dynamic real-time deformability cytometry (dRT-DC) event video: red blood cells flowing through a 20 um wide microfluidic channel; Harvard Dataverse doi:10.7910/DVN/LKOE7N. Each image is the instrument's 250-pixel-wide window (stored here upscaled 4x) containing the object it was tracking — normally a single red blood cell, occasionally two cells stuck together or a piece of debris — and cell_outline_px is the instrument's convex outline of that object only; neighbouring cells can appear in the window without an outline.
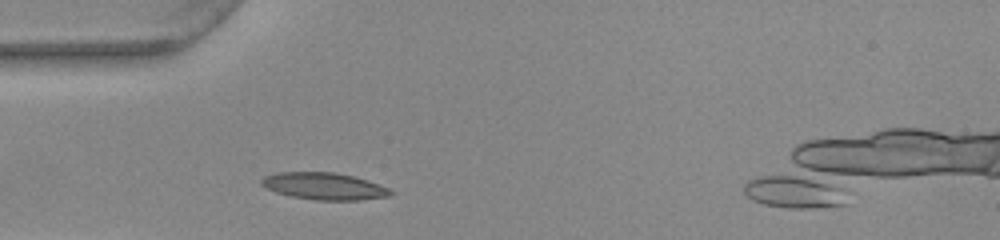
{"species": "common noctule bat (a hibernating species)", "species_latin": "Nyctalus noctula", "temperature_condition": "warm", "stored_images_in_passage": 30, "camera_frame_rate_fps": 3000, "um_per_image_px": 0.085, "animal": {"sex": "female", "body_mass_g": 22.0, "forearm_length_mm": 56.7}, "frame": {"image": 1, "passage_image": 5, "time_ms": 1.333, "image_size_px": [1000, 240], "cell_outline_px": [[392, 192], [388, 196], [360, 200], [316, 200], [292, 196], [276, 192], [264, 188], [260, 184], [260, 180], [264, 176], [280, 172], [332, 172], [352, 176], [368, 180], [388, 188]], "centroid_in_image_um": [27.5, 15.82], "position_along_channel_um": 57.5, "area_um2": 20.17}}
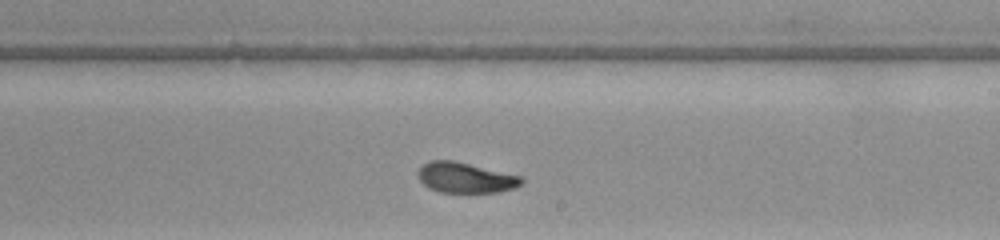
{"frame": {"image": 2, "passage_image": 20, "time_ms": 6.333, "image_size_px": [1000, 240], "cell_outline_px": [[524, 180], [516, 188], [500, 192], [440, 192], [428, 188], [420, 180], [420, 168], [424, 164], [432, 160], [452, 160], [520, 176]], "centroid_in_image_um": [39.58, 15.11], "position_along_channel_um": 249.4, "area_um2": 17.98}}
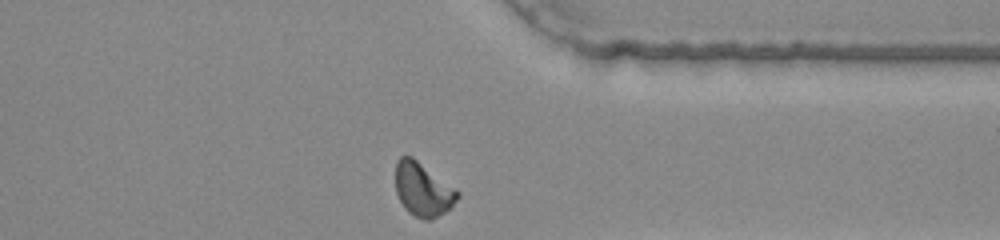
{"frame": {"image": 3, "passage_image": 30, "time_ms": 9.667, "image_size_px": [1000, 240], "cell_outline_px": [[460, 196], [444, 212], [428, 220], [424, 220], [408, 212], [404, 208], [396, 192], [396, 164], [400, 156], [412, 156], [456, 188], [460, 192]], "centroid_in_image_um": [35.94, 16.09], "position_along_channel_um": 375.5, "area_um2": 19.19}, "authors_computed_cell_mechanics": {"area_um2": 18.8428, "velocity_mm_per_s": 3.9146, "shape_relaxation_time_tau1_ms": null, "shape_relaxation_time_tau2_ms": 1.8107, "deformation_change_tau1": null, "deformation_change_tau2": 0.0658}}